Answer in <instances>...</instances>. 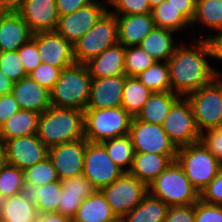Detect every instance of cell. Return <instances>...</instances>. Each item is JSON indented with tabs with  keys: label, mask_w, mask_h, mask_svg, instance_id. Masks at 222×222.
<instances>
[{
	"label": "cell",
	"mask_w": 222,
	"mask_h": 222,
	"mask_svg": "<svg viewBox=\"0 0 222 222\" xmlns=\"http://www.w3.org/2000/svg\"><path fill=\"white\" fill-rule=\"evenodd\" d=\"M105 1H103V2L106 4L107 7H109V5H111L114 0H105Z\"/></svg>",
	"instance_id": "91938a15"
},
{
	"label": "cell",
	"mask_w": 222,
	"mask_h": 222,
	"mask_svg": "<svg viewBox=\"0 0 222 222\" xmlns=\"http://www.w3.org/2000/svg\"><path fill=\"white\" fill-rule=\"evenodd\" d=\"M113 8L112 9L110 8ZM108 10L114 15H134L152 13L149 0H114L108 7Z\"/></svg>",
	"instance_id": "ab89813d"
},
{
	"label": "cell",
	"mask_w": 222,
	"mask_h": 222,
	"mask_svg": "<svg viewBox=\"0 0 222 222\" xmlns=\"http://www.w3.org/2000/svg\"><path fill=\"white\" fill-rule=\"evenodd\" d=\"M148 192L170 206H186L200 200V193L189 181L180 164L174 160L148 185Z\"/></svg>",
	"instance_id": "277c9868"
},
{
	"label": "cell",
	"mask_w": 222,
	"mask_h": 222,
	"mask_svg": "<svg viewBox=\"0 0 222 222\" xmlns=\"http://www.w3.org/2000/svg\"><path fill=\"white\" fill-rule=\"evenodd\" d=\"M83 201L84 198L80 195L66 194L62 192L58 205V213L72 220Z\"/></svg>",
	"instance_id": "c3c4849f"
},
{
	"label": "cell",
	"mask_w": 222,
	"mask_h": 222,
	"mask_svg": "<svg viewBox=\"0 0 222 222\" xmlns=\"http://www.w3.org/2000/svg\"><path fill=\"white\" fill-rule=\"evenodd\" d=\"M124 59L125 74L127 77H136L157 61L139 45L125 47Z\"/></svg>",
	"instance_id": "d590c367"
},
{
	"label": "cell",
	"mask_w": 222,
	"mask_h": 222,
	"mask_svg": "<svg viewBox=\"0 0 222 222\" xmlns=\"http://www.w3.org/2000/svg\"><path fill=\"white\" fill-rule=\"evenodd\" d=\"M198 130L201 134L222 126V77L188 94ZM205 129V130H204Z\"/></svg>",
	"instance_id": "ba28073f"
},
{
	"label": "cell",
	"mask_w": 222,
	"mask_h": 222,
	"mask_svg": "<svg viewBox=\"0 0 222 222\" xmlns=\"http://www.w3.org/2000/svg\"><path fill=\"white\" fill-rule=\"evenodd\" d=\"M114 222H123V221H122V219H118L117 221H114Z\"/></svg>",
	"instance_id": "94428289"
},
{
	"label": "cell",
	"mask_w": 222,
	"mask_h": 222,
	"mask_svg": "<svg viewBox=\"0 0 222 222\" xmlns=\"http://www.w3.org/2000/svg\"><path fill=\"white\" fill-rule=\"evenodd\" d=\"M40 114L31 110H19L0 128V141L37 134Z\"/></svg>",
	"instance_id": "83f0119b"
},
{
	"label": "cell",
	"mask_w": 222,
	"mask_h": 222,
	"mask_svg": "<svg viewBox=\"0 0 222 222\" xmlns=\"http://www.w3.org/2000/svg\"><path fill=\"white\" fill-rule=\"evenodd\" d=\"M164 1H166V0H149V3H150V5H151V8H153V7L161 4V3L164 2Z\"/></svg>",
	"instance_id": "680465c9"
},
{
	"label": "cell",
	"mask_w": 222,
	"mask_h": 222,
	"mask_svg": "<svg viewBox=\"0 0 222 222\" xmlns=\"http://www.w3.org/2000/svg\"><path fill=\"white\" fill-rule=\"evenodd\" d=\"M92 78L85 64L74 63L61 70L59 79L50 91L51 105L85 111L88 105Z\"/></svg>",
	"instance_id": "3957f363"
},
{
	"label": "cell",
	"mask_w": 222,
	"mask_h": 222,
	"mask_svg": "<svg viewBox=\"0 0 222 222\" xmlns=\"http://www.w3.org/2000/svg\"><path fill=\"white\" fill-rule=\"evenodd\" d=\"M35 222H72L66 216L57 212L39 214Z\"/></svg>",
	"instance_id": "f5cc1de1"
},
{
	"label": "cell",
	"mask_w": 222,
	"mask_h": 222,
	"mask_svg": "<svg viewBox=\"0 0 222 222\" xmlns=\"http://www.w3.org/2000/svg\"><path fill=\"white\" fill-rule=\"evenodd\" d=\"M20 109L19 104L13 97L12 93L0 96V128L13 114Z\"/></svg>",
	"instance_id": "681fc988"
},
{
	"label": "cell",
	"mask_w": 222,
	"mask_h": 222,
	"mask_svg": "<svg viewBox=\"0 0 222 222\" xmlns=\"http://www.w3.org/2000/svg\"><path fill=\"white\" fill-rule=\"evenodd\" d=\"M93 0H56L59 16L72 14L82 7L87 6Z\"/></svg>",
	"instance_id": "f907efd6"
},
{
	"label": "cell",
	"mask_w": 222,
	"mask_h": 222,
	"mask_svg": "<svg viewBox=\"0 0 222 222\" xmlns=\"http://www.w3.org/2000/svg\"><path fill=\"white\" fill-rule=\"evenodd\" d=\"M118 218L100 190L85 198L72 222H114Z\"/></svg>",
	"instance_id": "d4e9b609"
},
{
	"label": "cell",
	"mask_w": 222,
	"mask_h": 222,
	"mask_svg": "<svg viewBox=\"0 0 222 222\" xmlns=\"http://www.w3.org/2000/svg\"><path fill=\"white\" fill-rule=\"evenodd\" d=\"M11 93L21 110H31L42 114L51 106L50 90L38 84L30 76L15 82Z\"/></svg>",
	"instance_id": "d6986e66"
},
{
	"label": "cell",
	"mask_w": 222,
	"mask_h": 222,
	"mask_svg": "<svg viewBox=\"0 0 222 222\" xmlns=\"http://www.w3.org/2000/svg\"><path fill=\"white\" fill-rule=\"evenodd\" d=\"M176 161L199 193L217 176L222 167V163L202 141L178 148Z\"/></svg>",
	"instance_id": "8992f818"
},
{
	"label": "cell",
	"mask_w": 222,
	"mask_h": 222,
	"mask_svg": "<svg viewBox=\"0 0 222 222\" xmlns=\"http://www.w3.org/2000/svg\"><path fill=\"white\" fill-rule=\"evenodd\" d=\"M126 77V75H121L92 78L87 109L120 107Z\"/></svg>",
	"instance_id": "ac0fdd59"
},
{
	"label": "cell",
	"mask_w": 222,
	"mask_h": 222,
	"mask_svg": "<svg viewBox=\"0 0 222 222\" xmlns=\"http://www.w3.org/2000/svg\"><path fill=\"white\" fill-rule=\"evenodd\" d=\"M60 72V68L41 63L28 76L51 91L59 79Z\"/></svg>",
	"instance_id": "b9f144b4"
},
{
	"label": "cell",
	"mask_w": 222,
	"mask_h": 222,
	"mask_svg": "<svg viewBox=\"0 0 222 222\" xmlns=\"http://www.w3.org/2000/svg\"><path fill=\"white\" fill-rule=\"evenodd\" d=\"M4 144L8 164L23 171L48 157L49 148L37 134L6 140Z\"/></svg>",
	"instance_id": "9a60e30c"
},
{
	"label": "cell",
	"mask_w": 222,
	"mask_h": 222,
	"mask_svg": "<svg viewBox=\"0 0 222 222\" xmlns=\"http://www.w3.org/2000/svg\"><path fill=\"white\" fill-rule=\"evenodd\" d=\"M14 82L0 70V96L11 93Z\"/></svg>",
	"instance_id": "11a10c76"
},
{
	"label": "cell",
	"mask_w": 222,
	"mask_h": 222,
	"mask_svg": "<svg viewBox=\"0 0 222 222\" xmlns=\"http://www.w3.org/2000/svg\"><path fill=\"white\" fill-rule=\"evenodd\" d=\"M162 127L177 148L201 141V132L187 97H180L172 105Z\"/></svg>",
	"instance_id": "30bf717a"
},
{
	"label": "cell",
	"mask_w": 222,
	"mask_h": 222,
	"mask_svg": "<svg viewBox=\"0 0 222 222\" xmlns=\"http://www.w3.org/2000/svg\"><path fill=\"white\" fill-rule=\"evenodd\" d=\"M152 16L157 27L175 32L191 28V23L167 0L152 8Z\"/></svg>",
	"instance_id": "836d02e7"
},
{
	"label": "cell",
	"mask_w": 222,
	"mask_h": 222,
	"mask_svg": "<svg viewBox=\"0 0 222 222\" xmlns=\"http://www.w3.org/2000/svg\"><path fill=\"white\" fill-rule=\"evenodd\" d=\"M38 138L48 147L84 137V112L50 106L39 116Z\"/></svg>",
	"instance_id": "7a4b0ae2"
},
{
	"label": "cell",
	"mask_w": 222,
	"mask_h": 222,
	"mask_svg": "<svg viewBox=\"0 0 222 222\" xmlns=\"http://www.w3.org/2000/svg\"><path fill=\"white\" fill-rule=\"evenodd\" d=\"M123 173L124 171L113 162L101 143L87 141L83 175L96 190L109 186Z\"/></svg>",
	"instance_id": "8fae6325"
},
{
	"label": "cell",
	"mask_w": 222,
	"mask_h": 222,
	"mask_svg": "<svg viewBox=\"0 0 222 222\" xmlns=\"http://www.w3.org/2000/svg\"><path fill=\"white\" fill-rule=\"evenodd\" d=\"M107 10L105 3L93 0L72 14L59 16L56 32L74 44L96 24Z\"/></svg>",
	"instance_id": "4fadbf2b"
},
{
	"label": "cell",
	"mask_w": 222,
	"mask_h": 222,
	"mask_svg": "<svg viewBox=\"0 0 222 222\" xmlns=\"http://www.w3.org/2000/svg\"><path fill=\"white\" fill-rule=\"evenodd\" d=\"M201 23V25H200ZM218 32L215 35H207L206 38L214 40L222 33V0H196V8L191 27L200 25Z\"/></svg>",
	"instance_id": "f546056e"
},
{
	"label": "cell",
	"mask_w": 222,
	"mask_h": 222,
	"mask_svg": "<svg viewBox=\"0 0 222 222\" xmlns=\"http://www.w3.org/2000/svg\"><path fill=\"white\" fill-rule=\"evenodd\" d=\"M62 192L61 180L39 187L24 182L20 190V194L23 197L36 205L39 214L58 213V205Z\"/></svg>",
	"instance_id": "cb8c5ba5"
},
{
	"label": "cell",
	"mask_w": 222,
	"mask_h": 222,
	"mask_svg": "<svg viewBox=\"0 0 222 222\" xmlns=\"http://www.w3.org/2000/svg\"><path fill=\"white\" fill-rule=\"evenodd\" d=\"M25 0H0V11L16 12Z\"/></svg>",
	"instance_id": "db71d44e"
},
{
	"label": "cell",
	"mask_w": 222,
	"mask_h": 222,
	"mask_svg": "<svg viewBox=\"0 0 222 222\" xmlns=\"http://www.w3.org/2000/svg\"><path fill=\"white\" fill-rule=\"evenodd\" d=\"M152 93L137 77H126L121 106L136 117Z\"/></svg>",
	"instance_id": "1f68e13d"
},
{
	"label": "cell",
	"mask_w": 222,
	"mask_h": 222,
	"mask_svg": "<svg viewBox=\"0 0 222 222\" xmlns=\"http://www.w3.org/2000/svg\"><path fill=\"white\" fill-rule=\"evenodd\" d=\"M174 33L176 34L175 31L156 26L139 46L157 61L167 62L178 46L174 41Z\"/></svg>",
	"instance_id": "4316f807"
},
{
	"label": "cell",
	"mask_w": 222,
	"mask_h": 222,
	"mask_svg": "<svg viewBox=\"0 0 222 222\" xmlns=\"http://www.w3.org/2000/svg\"><path fill=\"white\" fill-rule=\"evenodd\" d=\"M16 12L33 34L56 31L59 22L56 0H25Z\"/></svg>",
	"instance_id": "e0dca14e"
},
{
	"label": "cell",
	"mask_w": 222,
	"mask_h": 222,
	"mask_svg": "<svg viewBox=\"0 0 222 222\" xmlns=\"http://www.w3.org/2000/svg\"><path fill=\"white\" fill-rule=\"evenodd\" d=\"M24 183V171L7 164L0 171V201L20 194Z\"/></svg>",
	"instance_id": "8d00e7d4"
},
{
	"label": "cell",
	"mask_w": 222,
	"mask_h": 222,
	"mask_svg": "<svg viewBox=\"0 0 222 222\" xmlns=\"http://www.w3.org/2000/svg\"><path fill=\"white\" fill-rule=\"evenodd\" d=\"M133 117L122 107L86 109L84 137L91 143H102L130 133Z\"/></svg>",
	"instance_id": "5b68a950"
},
{
	"label": "cell",
	"mask_w": 222,
	"mask_h": 222,
	"mask_svg": "<svg viewBox=\"0 0 222 222\" xmlns=\"http://www.w3.org/2000/svg\"><path fill=\"white\" fill-rule=\"evenodd\" d=\"M8 164L7 151L4 142L0 141V171Z\"/></svg>",
	"instance_id": "9f6ffc18"
},
{
	"label": "cell",
	"mask_w": 222,
	"mask_h": 222,
	"mask_svg": "<svg viewBox=\"0 0 222 222\" xmlns=\"http://www.w3.org/2000/svg\"><path fill=\"white\" fill-rule=\"evenodd\" d=\"M191 39L193 43L189 46L183 41L177 42L174 54L167 61L171 91L181 97H186L211 83L217 76H222L208 61L210 57L216 59L214 40L196 37Z\"/></svg>",
	"instance_id": "6da1fadb"
},
{
	"label": "cell",
	"mask_w": 222,
	"mask_h": 222,
	"mask_svg": "<svg viewBox=\"0 0 222 222\" xmlns=\"http://www.w3.org/2000/svg\"><path fill=\"white\" fill-rule=\"evenodd\" d=\"M168 205L149 192L142 202L123 218V222H165Z\"/></svg>",
	"instance_id": "4dcf8cb0"
},
{
	"label": "cell",
	"mask_w": 222,
	"mask_h": 222,
	"mask_svg": "<svg viewBox=\"0 0 222 222\" xmlns=\"http://www.w3.org/2000/svg\"><path fill=\"white\" fill-rule=\"evenodd\" d=\"M195 222H222V206L207 204L200 199L195 203Z\"/></svg>",
	"instance_id": "ee69618b"
},
{
	"label": "cell",
	"mask_w": 222,
	"mask_h": 222,
	"mask_svg": "<svg viewBox=\"0 0 222 222\" xmlns=\"http://www.w3.org/2000/svg\"><path fill=\"white\" fill-rule=\"evenodd\" d=\"M129 135L134 152L177 154L178 148L168 137L162 125L147 123L133 117Z\"/></svg>",
	"instance_id": "7c38bea8"
},
{
	"label": "cell",
	"mask_w": 222,
	"mask_h": 222,
	"mask_svg": "<svg viewBox=\"0 0 222 222\" xmlns=\"http://www.w3.org/2000/svg\"><path fill=\"white\" fill-rule=\"evenodd\" d=\"M117 43V17L107 10L96 24L73 44L75 62L85 64Z\"/></svg>",
	"instance_id": "52a82bcc"
},
{
	"label": "cell",
	"mask_w": 222,
	"mask_h": 222,
	"mask_svg": "<svg viewBox=\"0 0 222 222\" xmlns=\"http://www.w3.org/2000/svg\"><path fill=\"white\" fill-rule=\"evenodd\" d=\"M200 199L207 204L222 206V167L217 176L200 193Z\"/></svg>",
	"instance_id": "f6af8a7d"
},
{
	"label": "cell",
	"mask_w": 222,
	"mask_h": 222,
	"mask_svg": "<svg viewBox=\"0 0 222 222\" xmlns=\"http://www.w3.org/2000/svg\"><path fill=\"white\" fill-rule=\"evenodd\" d=\"M59 180L57 171L48 157L24 170V182L36 187Z\"/></svg>",
	"instance_id": "74e56055"
},
{
	"label": "cell",
	"mask_w": 222,
	"mask_h": 222,
	"mask_svg": "<svg viewBox=\"0 0 222 222\" xmlns=\"http://www.w3.org/2000/svg\"><path fill=\"white\" fill-rule=\"evenodd\" d=\"M61 185L64 193L80 195L84 199L96 191L90 181L83 174L69 179H62Z\"/></svg>",
	"instance_id": "7bdbcfd3"
},
{
	"label": "cell",
	"mask_w": 222,
	"mask_h": 222,
	"mask_svg": "<svg viewBox=\"0 0 222 222\" xmlns=\"http://www.w3.org/2000/svg\"><path fill=\"white\" fill-rule=\"evenodd\" d=\"M216 47V60L222 61V33L214 39Z\"/></svg>",
	"instance_id": "6f0895ef"
},
{
	"label": "cell",
	"mask_w": 222,
	"mask_h": 222,
	"mask_svg": "<svg viewBox=\"0 0 222 222\" xmlns=\"http://www.w3.org/2000/svg\"><path fill=\"white\" fill-rule=\"evenodd\" d=\"M33 33L17 12L0 11V51H16Z\"/></svg>",
	"instance_id": "ffe728a7"
},
{
	"label": "cell",
	"mask_w": 222,
	"mask_h": 222,
	"mask_svg": "<svg viewBox=\"0 0 222 222\" xmlns=\"http://www.w3.org/2000/svg\"><path fill=\"white\" fill-rule=\"evenodd\" d=\"M37 49L42 63L61 70L76 63L73 44L56 31L37 32Z\"/></svg>",
	"instance_id": "2e32d148"
},
{
	"label": "cell",
	"mask_w": 222,
	"mask_h": 222,
	"mask_svg": "<svg viewBox=\"0 0 222 222\" xmlns=\"http://www.w3.org/2000/svg\"><path fill=\"white\" fill-rule=\"evenodd\" d=\"M113 162L124 172H129L134 159V148L129 134L114 137L101 143Z\"/></svg>",
	"instance_id": "d6a6232c"
},
{
	"label": "cell",
	"mask_w": 222,
	"mask_h": 222,
	"mask_svg": "<svg viewBox=\"0 0 222 222\" xmlns=\"http://www.w3.org/2000/svg\"><path fill=\"white\" fill-rule=\"evenodd\" d=\"M125 46L117 43L85 63L91 78H107L125 74Z\"/></svg>",
	"instance_id": "7402d4cb"
},
{
	"label": "cell",
	"mask_w": 222,
	"mask_h": 222,
	"mask_svg": "<svg viewBox=\"0 0 222 222\" xmlns=\"http://www.w3.org/2000/svg\"><path fill=\"white\" fill-rule=\"evenodd\" d=\"M118 219H122L140 204L148 193V186L129 172L100 190Z\"/></svg>",
	"instance_id": "9c48e42d"
},
{
	"label": "cell",
	"mask_w": 222,
	"mask_h": 222,
	"mask_svg": "<svg viewBox=\"0 0 222 222\" xmlns=\"http://www.w3.org/2000/svg\"><path fill=\"white\" fill-rule=\"evenodd\" d=\"M0 70L14 83L28 76L20 59L18 50L7 52L0 51Z\"/></svg>",
	"instance_id": "f35d334b"
},
{
	"label": "cell",
	"mask_w": 222,
	"mask_h": 222,
	"mask_svg": "<svg viewBox=\"0 0 222 222\" xmlns=\"http://www.w3.org/2000/svg\"><path fill=\"white\" fill-rule=\"evenodd\" d=\"M165 222H195V204L168 207Z\"/></svg>",
	"instance_id": "7dc6e473"
},
{
	"label": "cell",
	"mask_w": 222,
	"mask_h": 222,
	"mask_svg": "<svg viewBox=\"0 0 222 222\" xmlns=\"http://www.w3.org/2000/svg\"><path fill=\"white\" fill-rule=\"evenodd\" d=\"M206 132L201 134V141L222 163V126L206 130Z\"/></svg>",
	"instance_id": "bcb514c9"
},
{
	"label": "cell",
	"mask_w": 222,
	"mask_h": 222,
	"mask_svg": "<svg viewBox=\"0 0 222 222\" xmlns=\"http://www.w3.org/2000/svg\"><path fill=\"white\" fill-rule=\"evenodd\" d=\"M136 77L152 92L171 91L169 65L166 61H156Z\"/></svg>",
	"instance_id": "e575fe53"
},
{
	"label": "cell",
	"mask_w": 222,
	"mask_h": 222,
	"mask_svg": "<svg viewBox=\"0 0 222 222\" xmlns=\"http://www.w3.org/2000/svg\"><path fill=\"white\" fill-rule=\"evenodd\" d=\"M177 154L135 152L129 173L147 186L153 182L174 160Z\"/></svg>",
	"instance_id": "603a6c76"
},
{
	"label": "cell",
	"mask_w": 222,
	"mask_h": 222,
	"mask_svg": "<svg viewBox=\"0 0 222 222\" xmlns=\"http://www.w3.org/2000/svg\"><path fill=\"white\" fill-rule=\"evenodd\" d=\"M87 140L85 138L50 147L48 158L54 165L60 180L83 174Z\"/></svg>",
	"instance_id": "5bb4252c"
},
{
	"label": "cell",
	"mask_w": 222,
	"mask_h": 222,
	"mask_svg": "<svg viewBox=\"0 0 222 222\" xmlns=\"http://www.w3.org/2000/svg\"><path fill=\"white\" fill-rule=\"evenodd\" d=\"M118 23V42L125 47L137 46L156 25L152 13L116 15Z\"/></svg>",
	"instance_id": "44dd1931"
},
{
	"label": "cell",
	"mask_w": 222,
	"mask_h": 222,
	"mask_svg": "<svg viewBox=\"0 0 222 222\" xmlns=\"http://www.w3.org/2000/svg\"><path fill=\"white\" fill-rule=\"evenodd\" d=\"M18 53L27 74L31 73L42 62L37 49V33L18 49Z\"/></svg>",
	"instance_id": "60d3db41"
},
{
	"label": "cell",
	"mask_w": 222,
	"mask_h": 222,
	"mask_svg": "<svg viewBox=\"0 0 222 222\" xmlns=\"http://www.w3.org/2000/svg\"><path fill=\"white\" fill-rule=\"evenodd\" d=\"M180 97L172 91L153 92L136 118L147 123L162 125L172 105Z\"/></svg>",
	"instance_id": "484cf974"
},
{
	"label": "cell",
	"mask_w": 222,
	"mask_h": 222,
	"mask_svg": "<svg viewBox=\"0 0 222 222\" xmlns=\"http://www.w3.org/2000/svg\"><path fill=\"white\" fill-rule=\"evenodd\" d=\"M170 5L179 11L190 23L195 14L196 0H167Z\"/></svg>",
	"instance_id": "816d5d0a"
},
{
	"label": "cell",
	"mask_w": 222,
	"mask_h": 222,
	"mask_svg": "<svg viewBox=\"0 0 222 222\" xmlns=\"http://www.w3.org/2000/svg\"><path fill=\"white\" fill-rule=\"evenodd\" d=\"M38 215L36 205L21 194L0 201V220L3 222H35Z\"/></svg>",
	"instance_id": "f1b7e54d"
}]
</instances>
